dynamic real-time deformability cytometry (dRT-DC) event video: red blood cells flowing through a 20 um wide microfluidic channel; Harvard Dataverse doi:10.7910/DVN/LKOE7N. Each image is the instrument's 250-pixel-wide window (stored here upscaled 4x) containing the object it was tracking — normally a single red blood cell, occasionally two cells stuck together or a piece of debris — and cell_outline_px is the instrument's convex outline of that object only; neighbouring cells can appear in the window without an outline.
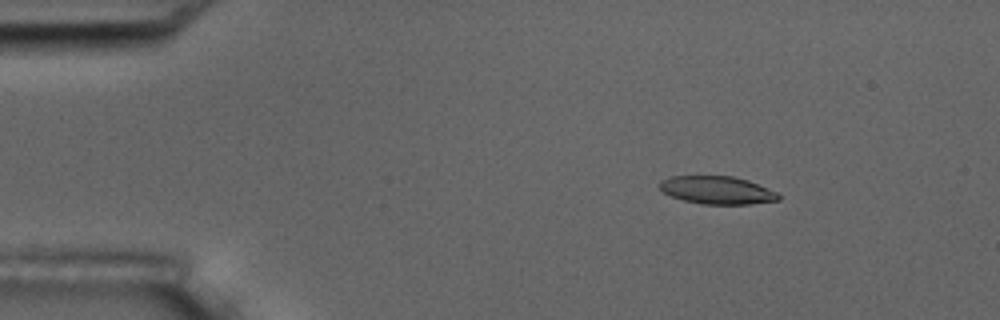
{"species": "common noctule bat (a hibernating species)", "species_latin": "Nyctalus noctula", "temperature_condition": "room temperature", "stored_images_in_passage": 6, "camera_frame_rate_fps": 3000, "um_per_image_px": 0.085, "animal": {"sex": "male", "body_mass_g": 17.5, "forearm_length_mm": 52.3}, "frame": {"image": 1, "passage_image": 3, "time_ms": 2.333, "image_size_px": [1000, 320], "cell_outline_px": [[780, 200], [752, 204], [704, 204], [684, 200], [672, 196], [664, 192], [660, 188], [660, 180], [672, 176], [732, 176], [748, 180], [776, 192], [780, 196]], "centroid_in_image_um": [60.97, 16.16], "position_along_channel_um": 24.0, "area_um2": 19.13}}
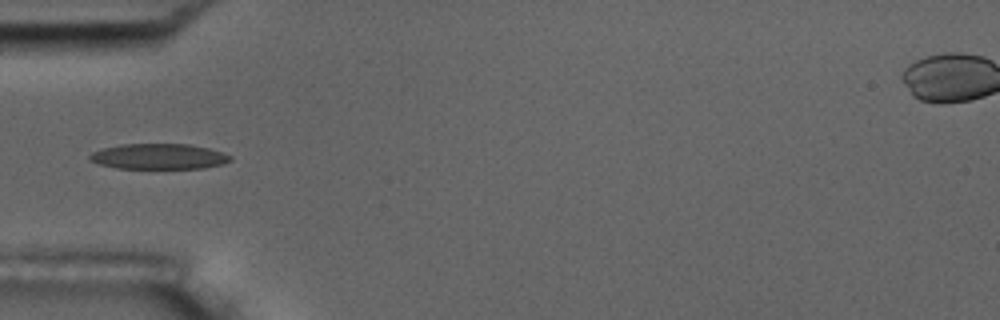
{"frame": {"image": 2, "passage_image": 6, "time_ms": 5.667, "image_size_px": [1000, 320], "cell_outline_px": [[232, 160], [224, 164], [204, 168], [116, 168], [100, 164], [88, 160], [88, 156], [92, 152], [100, 148], [120, 144], [188, 144], [208, 148], [232, 156]], "centroid_in_image_um": [13.47, 13.29], "position_along_channel_um": 71.5, "area_um2": 20.98}}